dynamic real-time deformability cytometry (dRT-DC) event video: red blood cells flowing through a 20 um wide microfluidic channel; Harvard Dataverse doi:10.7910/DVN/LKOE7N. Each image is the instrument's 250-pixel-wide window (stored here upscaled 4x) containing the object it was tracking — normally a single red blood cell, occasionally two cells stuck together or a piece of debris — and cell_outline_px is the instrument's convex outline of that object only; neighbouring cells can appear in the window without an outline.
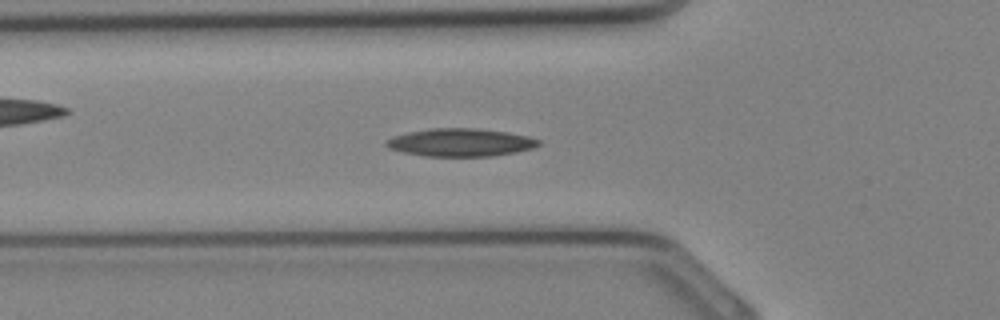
{"species": "Egyptian fruit bat (a non-hibernating species)", "species_latin": "Rousettus aegyptiacus", "temperature_condition": "cold", "stored_images_in_passage": 26, "segment_of_instrument_passage": [1, 2], "camera_frame_rate_fps": 3000, "um_per_image_px": 0.085, "animal": {"sex": "female"}, "frame": {"image": 1, "passage_image": 3, "time_ms": 0.667, "image_size_px": [1000, 320], "cell_outline_px": [[540, 144], [532, 148], [516, 152], [492, 156], [424, 156], [404, 152], [388, 148], [384, 144], [384, 140], [392, 136], [408, 132], [428, 128], [476, 128], [504, 132], [528, 136], [540, 140]], "centroid_in_image_um": [39.09, 12.1], "position_along_channel_um": 86.7, "area_um2": 24.8}}
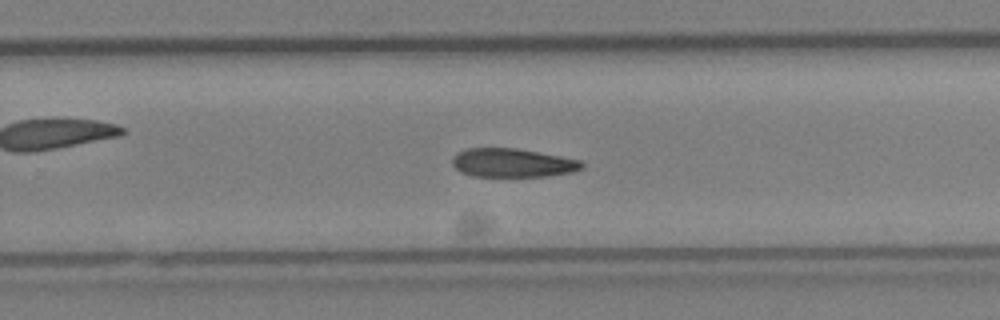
{"frame": {"image": 2, "passage_image": 13, "time_ms": 4.0, "image_size_px": [1000, 320], "cell_outline_px": [[584, 168], [572, 172], [544, 176], [472, 176], [460, 172], [452, 164], [452, 156], [456, 152], [464, 148], [516, 148], [560, 156], [580, 160], [584, 164]], "centroid_in_image_um": [43.52, 13.83], "position_along_channel_um": 286.3, "area_um2": 21.73}}
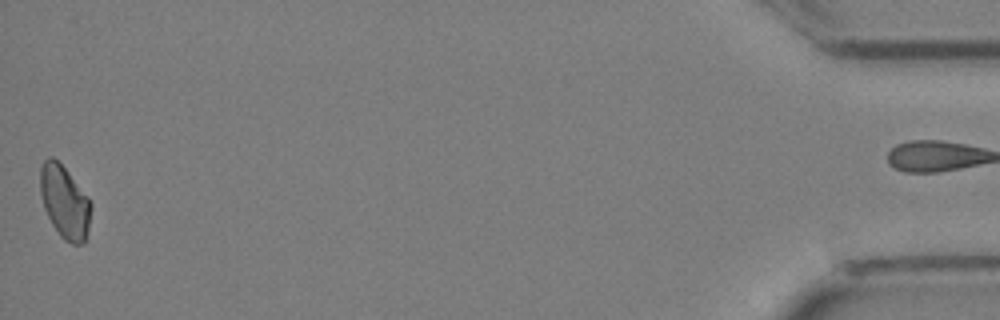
{"frame": {"image": 3, "passage_image": 25, "time_ms": 8.0, "image_size_px": [1000, 320], "cell_outline_px": [[92, 208], [88, 232], [84, 244], [72, 244], [64, 240], [60, 236], [52, 224], [44, 208], [40, 192], [40, 168], [44, 160], [48, 156], [52, 156], [68, 172], [88, 196], [92, 204]], "centroid_in_image_um": [5.51, 17.19], "position_along_channel_um": 429.7, "area_um2": 21.68}}